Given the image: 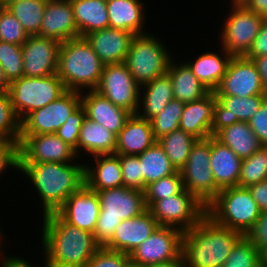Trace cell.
Returning a JSON list of instances; mask_svg holds the SVG:
<instances>
[{
    "instance_id": "1",
    "label": "cell",
    "mask_w": 267,
    "mask_h": 267,
    "mask_svg": "<svg viewBox=\"0 0 267 267\" xmlns=\"http://www.w3.org/2000/svg\"><path fill=\"white\" fill-rule=\"evenodd\" d=\"M40 232L45 261L56 267H85L100 246L91 232L65 222L57 213L42 217Z\"/></svg>"
},
{
    "instance_id": "2",
    "label": "cell",
    "mask_w": 267,
    "mask_h": 267,
    "mask_svg": "<svg viewBox=\"0 0 267 267\" xmlns=\"http://www.w3.org/2000/svg\"><path fill=\"white\" fill-rule=\"evenodd\" d=\"M84 165L82 162H41L19 163L18 172L31 183L42 203V217L56 213L83 184Z\"/></svg>"
},
{
    "instance_id": "3",
    "label": "cell",
    "mask_w": 267,
    "mask_h": 267,
    "mask_svg": "<svg viewBox=\"0 0 267 267\" xmlns=\"http://www.w3.org/2000/svg\"><path fill=\"white\" fill-rule=\"evenodd\" d=\"M244 235L219 225L207 214L183 233L185 267H222L235 244Z\"/></svg>"
},
{
    "instance_id": "4",
    "label": "cell",
    "mask_w": 267,
    "mask_h": 267,
    "mask_svg": "<svg viewBox=\"0 0 267 267\" xmlns=\"http://www.w3.org/2000/svg\"><path fill=\"white\" fill-rule=\"evenodd\" d=\"M104 64L84 37L60 44L57 75L66 90H95L100 82ZM85 89V90H84Z\"/></svg>"
},
{
    "instance_id": "5",
    "label": "cell",
    "mask_w": 267,
    "mask_h": 267,
    "mask_svg": "<svg viewBox=\"0 0 267 267\" xmlns=\"http://www.w3.org/2000/svg\"><path fill=\"white\" fill-rule=\"evenodd\" d=\"M100 213L93 233L96 243L105 247L114 236L122 220L131 219L144 212V191L125 186L96 191Z\"/></svg>"
},
{
    "instance_id": "6",
    "label": "cell",
    "mask_w": 267,
    "mask_h": 267,
    "mask_svg": "<svg viewBox=\"0 0 267 267\" xmlns=\"http://www.w3.org/2000/svg\"><path fill=\"white\" fill-rule=\"evenodd\" d=\"M260 212L248 188L239 186L220 190L206 207V214L216 223L244 236L253 228Z\"/></svg>"
},
{
    "instance_id": "7",
    "label": "cell",
    "mask_w": 267,
    "mask_h": 267,
    "mask_svg": "<svg viewBox=\"0 0 267 267\" xmlns=\"http://www.w3.org/2000/svg\"><path fill=\"white\" fill-rule=\"evenodd\" d=\"M171 52V53H170ZM174 56L162 39L152 33L135 35L126 57V65L141 87L157 77L165 75Z\"/></svg>"
},
{
    "instance_id": "8",
    "label": "cell",
    "mask_w": 267,
    "mask_h": 267,
    "mask_svg": "<svg viewBox=\"0 0 267 267\" xmlns=\"http://www.w3.org/2000/svg\"><path fill=\"white\" fill-rule=\"evenodd\" d=\"M57 74L44 77H26L10 83L12 106L20 121L29 113L57 100L66 92Z\"/></svg>"
},
{
    "instance_id": "9",
    "label": "cell",
    "mask_w": 267,
    "mask_h": 267,
    "mask_svg": "<svg viewBox=\"0 0 267 267\" xmlns=\"http://www.w3.org/2000/svg\"><path fill=\"white\" fill-rule=\"evenodd\" d=\"M210 158L211 136L206 139H198L189 153L187 162L179 171L184 189L206 207L220 191L210 168Z\"/></svg>"
},
{
    "instance_id": "10",
    "label": "cell",
    "mask_w": 267,
    "mask_h": 267,
    "mask_svg": "<svg viewBox=\"0 0 267 267\" xmlns=\"http://www.w3.org/2000/svg\"><path fill=\"white\" fill-rule=\"evenodd\" d=\"M230 2L231 9L221 29L220 45L232 56H245L265 19L239 1Z\"/></svg>"
},
{
    "instance_id": "11",
    "label": "cell",
    "mask_w": 267,
    "mask_h": 267,
    "mask_svg": "<svg viewBox=\"0 0 267 267\" xmlns=\"http://www.w3.org/2000/svg\"><path fill=\"white\" fill-rule=\"evenodd\" d=\"M149 210L159 226L173 227L183 233L206 215V206L186 189L179 194L157 200Z\"/></svg>"
},
{
    "instance_id": "12",
    "label": "cell",
    "mask_w": 267,
    "mask_h": 267,
    "mask_svg": "<svg viewBox=\"0 0 267 267\" xmlns=\"http://www.w3.org/2000/svg\"><path fill=\"white\" fill-rule=\"evenodd\" d=\"M80 105V92L67 90L57 100L29 113L21 121L20 135L56 133Z\"/></svg>"
},
{
    "instance_id": "13",
    "label": "cell",
    "mask_w": 267,
    "mask_h": 267,
    "mask_svg": "<svg viewBox=\"0 0 267 267\" xmlns=\"http://www.w3.org/2000/svg\"><path fill=\"white\" fill-rule=\"evenodd\" d=\"M99 94L114 105L137 114L139 109L140 86L132 77L125 62L104 65L98 87Z\"/></svg>"
},
{
    "instance_id": "14",
    "label": "cell",
    "mask_w": 267,
    "mask_h": 267,
    "mask_svg": "<svg viewBox=\"0 0 267 267\" xmlns=\"http://www.w3.org/2000/svg\"><path fill=\"white\" fill-rule=\"evenodd\" d=\"M183 232L158 226L153 233L130 254L132 263L147 266L178 260L182 256Z\"/></svg>"
},
{
    "instance_id": "15",
    "label": "cell",
    "mask_w": 267,
    "mask_h": 267,
    "mask_svg": "<svg viewBox=\"0 0 267 267\" xmlns=\"http://www.w3.org/2000/svg\"><path fill=\"white\" fill-rule=\"evenodd\" d=\"M19 163L77 162L73 147L55 133L20 135L18 145Z\"/></svg>"
},
{
    "instance_id": "16",
    "label": "cell",
    "mask_w": 267,
    "mask_h": 267,
    "mask_svg": "<svg viewBox=\"0 0 267 267\" xmlns=\"http://www.w3.org/2000/svg\"><path fill=\"white\" fill-rule=\"evenodd\" d=\"M215 96L249 97L252 95H266L260 74L254 62L245 56H232L226 73Z\"/></svg>"
},
{
    "instance_id": "17",
    "label": "cell",
    "mask_w": 267,
    "mask_h": 267,
    "mask_svg": "<svg viewBox=\"0 0 267 267\" xmlns=\"http://www.w3.org/2000/svg\"><path fill=\"white\" fill-rule=\"evenodd\" d=\"M60 44L52 38L29 36L22 44L24 76L37 78L57 74Z\"/></svg>"
},
{
    "instance_id": "18",
    "label": "cell",
    "mask_w": 267,
    "mask_h": 267,
    "mask_svg": "<svg viewBox=\"0 0 267 267\" xmlns=\"http://www.w3.org/2000/svg\"><path fill=\"white\" fill-rule=\"evenodd\" d=\"M56 213L68 224L93 234L100 213L97 192L83 184Z\"/></svg>"
},
{
    "instance_id": "19",
    "label": "cell",
    "mask_w": 267,
    "mask_h": 267,
    "mask_svg": "<svg viewBox=\"0 0 267 267\" xmlns=\"http://www.w3.org/2000/svg\"><path fill=\"white\" fill-rule=\"evenodd\" d=\"M216 99L211 136H215L220 130L236 122H249L267 99V95H252L243 98L216 96Z\"/></svg>"
},
{
    "instance_id": "20",
    "label": "cell",
    "mask_w": 267,
    "mask_h": 267,
    "mask_svg": "<svg viewBox=\"0 0 267 267\" xmlns=\"http://www.w3.org/2000/svg\"><path fill=\"white\" fill-rule=\"evenodd\" d=\"M37 36L52 38L60 43L78 37L70 0H48Z\"/></svg>"
},
{
    "instance_id": "21",
    "label": "cell",
    "mask_w": 267,
    "mask_h": 267,
    "mask_svg": "<svg viewBox=\"0 0 267 267\" xmlns=\"http://www.w3.org/2000/svg\"><path fill=\"white\" fill-rule=\"evenodd\" d=\"M157 220L147 208L140 215L122 220L114 236L105 248L130 254L143 243L158 227Z\"/></svg>"
},
{
    "instance_id": "22",
    "label": "cell",
    "mask_w": 267,
    "mask_h": 267,
    "mask_svg": "<svg viewBox=\"0 0 267 267\" xmlns=\"http://www.w3.org/2000/svg\"><path fill=\"white\" fill-rule=\"evenodd\" d=\"M135 34L121 29L104 28L84 36L104 65L126 61Z\"/></svg>"
},
{
    "instance_id": "23",
    "label": "cell",
    "mask_w": 267,
    "mask_h": 267,
    "mask_svg": "<svg viewBox=\"0 0 267 267\" xmlns=\"http://www.w3.org/2000/svg\"><path fill=\"white\" fill-rule=\"evenodd\" d=\"M80 96L86 117L104 126L116 136L131 116L130 112L114 105L95 90L82 91Z\"/></svg>"
},
{
    "instance_id": "24",
    "label": "cell",
    "mask_w": 267,
    "mask_h": 267,
    "mask_svg": "<svg viewBox=\"0 0 267 267\" xmlns=\"http://www.w3.org/2000/svg\"><path fill=\"white\" fill-rule=\"evenodd\" d=\"M156 141L151 122L138 114H131L117 135L115 154L138 155Z\"/></svg>"
},
{
    "instance_id": "25",
    "label": "cell",
    "mask_w": 267,
    "mask_h": 267,
    "mask_svg": "<svg viewBox=\"0 0 267 267\" xmlns=\"http://www.w3.org/2000/svg\"><path fill=\"white\" fill-rule=\"evenodd\" d=\"M216 100L215 92H209L200 100L185 103L179 129L197 139L210 137Z\"/></svg>"
},
{
    "instance_id": "26",
    "label": "cell",
    "mask_w": 267,
    "mask_h": 267,
    "mask_svg": "<svg viewBox=\"0 0 267 267\" xmlns=\"http://www.w3.org/2000/svg\"><path fill=\"white\" fill-rule=\"evenodd\" d=\"M241 162L228 146L211 136L210 168L220 190L238 186Z\"/></svg>"
},
{
    "instance_id": "27",
    "label": "cell",
    "mask_w": 267,
    "mask_h": 267,
    "mask_svg": "<svg viewBox=\"0 0 267 267\" xmlns=\"http://www.w3.org/2000/svg\"><path fill=\"white\" fill-rule=\"evenodd\" d=\"M94 166L84 165L85 184L94 191L123 186L120 159L116 154L92 156ZM96 164V165H95Z\"/></svg>"
},
{
    "instance_id": "28",
    "label": "cell",
    "mask_w": 267,
    "mask_h": 267,
    "mask_svg": "<svg viewBox=\"0 0 267 267\" xmlns=\"http://www.w3.org/2000/svg\"><path fill=\"white\" fill-rule=\"evenodd\" d=\"M106 6L110 28L125 30L135 35L148 33L144 29L147 19L143 1L110 0L106 2Z\"/></svg>"
},
{
    "instance_id": "29",
    "label": "cell",
    "mask_w": 267,
    "mask_h": 267,
    "mask_svg": "<svg viewBox=\"0 0 267 267\" xmlns=\"http://www.w3.org/2000/svg\"><path fill=\"white\" fill-rule=\"evenodd\" d=\"M221 50L222 54L209 51L197 56L193 61H184L202 85L210 92H214L218 88L232 57L223 47Z\"/></svg>"
},
{
    "instance_id": "30",
    "label": "cell",
    "mask_w": 267,
    "mask_h": 267,
    "mask_svg": "<svg viewBox=\"0 0 267 267\" xmlns=\"http://www.w3.org/2000/svg\"><path fill=\"white\" fill-rule=\"evenodd\" d=\"M173 99L172 82L169 74L166 73L140 87L139 109L137 114L150 121L162 112Z\"/></svg>"
},
{
    "instance_id": "31",
    "label": "cell",
    "mask_w": 267,
    "mask_h": 267,
    "mask_svg": "<svg viewBox=\"0 0 267 267\" xmlns=\"http://www.w3.org/2000/svg\"><path fill=\"white\" fill-rule=\"evenodd\" d=\"M116 139L117 136L107 128L85 117L78 138V158L82 153L90 157L115 154Z\"/></svg>"
},
{
    "instance_id": "32",
    "label": "cell",
    "mask_w": 267,
    "mask_h": 267,
    "mask_svg": "<svg viewBox=\"0 0 267 267\" xmlns=\"http://www.w3.org/2000/svg\"><path fill=\"white\" fill-rule=\"evenodd\" d=\"M176 60L173 56L167 71L172 82L174 99L184 104L202 99L210 91L202 85L185 62Z\"/></svg>"
},
{
    "instance_id": "33",
    "label": "cell",
    "mask_w": 267,
    "mask_h": 267,
    "mask_svg": "<svg viewBox=\"0 0 267 267\" xmlns=\"http://www.w3.org/2000/svg\"><path fill=\"white\" fill-rule=\"evenodd\" d=\"M78 37L109 27V17L104 0H70Z\"/></svg>"
},
{
    "instance_id": "34",
    "label": "cell",
    "mask_w": 267,
    "mask_h": 267,
    "mask_svg": "<svg viewBox=\"0 0 267 267\" xmlns=\"http://www.w3.org/2000/svg\"><path fill=\"white\" fill-rule=\"evenodd\" d=\"M214 137L241 159L250 157L263 147L248 122H236L220 130Z\"/></svg>"
},
{
    "instance_id": "35",
    "label": "cell",
    "mask_w": 267,
    "mask_h": 267,
    "mask_svg": "<svg viewBox=\"0 0 267 267\" xmlns=\"http://www.w3.org/2000/svg\"><path fill=\"white\" fill-rule=\"evenodd\" d=\"M138 158L143 174L144 190L150 183L177 172L157 141L143 153L138 154Z\"/></svg>"
},
{
    "instance_id": "36",
    "label": "cell",
    "mask_w": 267,
    "mask_h": 267,
    "mask_svg": "<svg viewBox=\"0 0 267 267\" xmlns=\"http://www.w3.org/2000/svg\"><path fill=\"white\" fill-rule=\"evenodd\" d=\"M198 139L181 129L172 131L159 138L157 142L168 156L177 171L187 162L189 153Z\"/></svg>"
},
{
    "instance_id": "37",
    "label": "cell",
    "mask_w": 267,
    "mask_h": 267,
    "mask_svg": "<svg viewBox=\"0 0 267 267\" xmlns=\"http://www.w3.org/2000/svg\"><path fill=\"white\" fill-rule=\"evenodd\" d=\"M48 0H18L8 3V8L22 24L29 36L38 35Z\"/></svg>"
},
{
    "instance_id": "38",
    "label": "cell",
    "mask_w": 267,
    "mask_h": 267,
    "mask_svg": "<svg viewBox=\"0 0 267 267\" xmlns=\"http://www.w3.org/2000/svg\"><path fill=\"white\" fill-rule=\"evenodd\" d=\"M267 180V146L242 159L238 186L247 188Z\"/></svg>"
},
{
    "instance_id": "39",
    "label": "cell",
    "mask_w": 267,
    "mask_h": 267,
    "mask_svg": "<svg viewBox=\"0 0 267 267\" xmlns=\"http://www.w3.org/2000/svg\"><path fill=\"white\" fill-rule=\"evenodd\" d=\"M184 105L183 102L173 99L162 112L150 120L153 135L156 140L179 129Z\"/></svg>"
},
{
    "instance_id": "40",
    "label": "cell",
    "mask_w": 267,
    "mask_h": 267,
    "mask_svg": "<svg viewBox=\"0 0 267 267\" xmlns=\"http://www.w3.org/2000/svg\"><path fill=\"white\" fill-rule=\"evenodd\" d=\"M184 189L179 171L152 182L144 190L145 204L149 209L157 200L179 194Z\"/></svg>"
},
{
    "instance_id": "41",
    "label": "cell",
    "mask_w": 267,
    "mask_h": 267,
    "mask_svg": "<svg viewBox=\"0 0 267 267\" xmlns=\"http://www.w3.org/2000/svg\"><path fill=\"white\" fill-rule=\"evenodd\" d=\"M21 121L14 111L9 91L0 92V139L19 141Z\"/></svg>"
},
{
    "instance_id": "42",
    "label": "cell",
    "mask_w": 267,
    "mask_h": 267,
    "mask_svg": "<svg viewBox=\"0 0 267 267\" xmlns=\"http://www.w3.org/2000/svg\"><path fill=\"white\" fill-rule=\"evenodd\" d=\"M0 67L9 83L24 76L22 45L0 41Z\"/></svg>"
},
{
    "instance_id": "43",
    "label": "cell",
    "mask_w": 267,
    "mask_h": 267,
    "mask_svg": "<svg viewBox=\"0 0 267 267\" xmlns=\"http://www.w3.org/2000/svg\"><path fill=\"white\" fill-rule=\"evenodd\" d=\"M260 250L243 236L234 246L222 267H259Z\"/></svg>"
},
{
    "instance_id": "44",
    "label": "cell",
    "mask_w": 267,
    "mask_h": 267,
    "mask_svg": "<svg viewBox=\"0 0 267 267\" xmlns=\"http://www.w3.org/2000/svg\"><path fill=\"white\" fill-rule=\"evenodd\" d=\"M28 37L13 13L5 6H0V41L22 45Z\"/></svg>"
},
{
    "instance_id": "45",
    "label": "cell",
    "mask_w": 267,
    "mask_h": 267,
    "mask_svg": "<svg viewBox=\"0 0 267 267\" xmlns=\"http://www.w3.org/2000/svg\"><path fill=\"white\" fill-rule=\"evenodd\" d=\"M116 155L120 159L123 186L144 191V180L138 155Z\"/></svg>"
},
{
    "instance_id": "46",
    "label": "cell",
    "mask_w": 267,
    "mask_h": 267,
    "mask_svg": "<svg viewBox=\"0 0 267 267\" xmlns=\"http://www.w3.org/2000/svg\"><path fill=\"white\" fill-rule=\"evenodd\" d=\"M85 117L86 111L81 104L55 133L64 142H66L75 149L77 156L79 133Z\"/></svg>"
},
{
    "instance_id": "47",
    "label": "cell",
    "mask_w": 267,
    "mask_h": 267,
    "mask_svg": "<svg viewBox=\"0 0 267 267\" xmlns=\"http://www.w3.org/2000/svg\"><path fill=\"white\" fill-rule=\"evenodd\" d=\"M129 262L128 254L100 247L85 267H126Z\"/></svg>"
},
{
    "instance_id": "48",
    "label": "cell",
    "mask_w": 267,
    "mask_h": 267,
    "mask_svg": "<svg viewBox=\"0 0 267 267\" xmlns=\"http://www.w3.org/2000/svg\"><path fill=\"white\" fill-rule=\"evenodd\" d=\"M19 141L0 139V175L12 168L14 171L19 168ZM9 168V169H8Z\"/></svg>"
},
{
    "instance_id": "49",
    "label": "cell",
    "mask_w": 267,
    "mask_h": 267,
    "mask_svg": "<svg viewBox=\"0 0 267 267\" xmlns=\"http://www.w3.org/2000/svg\"><path fill=\"white\" fill-rule=\"evenodd\" d=\"M245 236L259 250L267 245V211L260 212L253 228Z\"/></svg>"
},
{
    "instance_id": "50",
    "label": "cell",
    "mask_w": 267,
    "mask_h": 267,
    "mask_svg": "<svg viewBox=\"0 0 267 267\" xmlns=\"http://www.w3.org/2000/svg\"><path fill=\"white\" fill-rule=\"evenodd\" d=\"M263 146H267V99L248 122Z\"/></svg>"
},
{
    "instance_id": "51",
    "label": "cell",
    "mask_w": 267,
    "mask_h": 267,
    "mask_svg": "<svg viewBox=\"0 0 267 267\" xmlns=\"http://www.w3.org/2000/svg\"><path fill=\"white\" fill-rule=\"evenodd\" d=\"M264 55H267V19L261 24L259 33L245 57L252 60L255 57Z\"/></svg>"
},
{
    "instance_id": "52",
    "label": "cell",
    "mask_w": 267,
    "mask_h": 267,
    "mask_svg": "<svg viewBox=\"0 0 267 267\" xmlns=\"http://www.w3.org/2000/svg\"><path fill=\"white\" fill-rule=\"evenodd\" d=\"M253 199L257 203L259 210L267 211V180L258 182L247 187Z\"/></svg>"
},
{
    "instance_id": "53",
    "label": "cell",
    "mask_w": 267,
    "mask_h": 267,
    "mask_svg": "<svg viewBox=\"0 0 267 267\" xmlns=\"http://www.w3.org/2000/svg\"><path fill=\"white\" fill-rule=\"evenodd\" d=\"M2 251H4L3 248L0 249V267H35L28 259L19 257L18 255L11 256V254L6 256V254H4L5 252Z\"/></svg>"
},
{
    "instance_id": "54",
    "label": "cell",
    "mask_w": 267,
    "mask_h": 267,
    "mask_svg": "<svg viewBox=\"0 0 267 267\" xmlns=\"http://www.w3.org/2000/svg\"><path fill=\"white\" fill-rule=\"evenodd\" d=\"M248 10L267 19V0H239Z\"/></svg>"
},
{
    "instance_id": "55",
    "label": "cell",
    "mask_w": 267,
    "mask_h": 267,
    "mask_svg": "<svg viewBox=\"0 0 267 267\" xmlns=\"http://www.w3.org/2000/svg\"><path fill=\"white\" fill-rule=\"evenodd\" d=\"M254 62L263 84L264 92L267 95V55L255 57Z\"/></svg>"
},
{
    "instance_id": "56",
    "label": "cell",
    "mask_w": 267,
    "mask_h": 267,
    "mask_svg": "<svg viewBox=\"0 0 267 267\" xmlns=\"http://www.w3.org/2000/svg\"><path fill=\"white\" fill-rule=\"evenodd\" d=\"M145 267H185V265H184L183 257L181 256L178 260H175V261L151 264Z\"/></svg>"
},
{
    "instance_id": "57",
    "label": "cell",
    "mask_w": 267,
    "mask_h": 267,
    "mask_svg": "<svg viewBox=\"0 0 267 267\" xmlns=\"http://www.w3.org/2000/svg\"><path fill=\"white\" fill-rule=\"evenodd\" d=\"M10 89V83L6 79L3 70L0 67V92H7Z\"/></svg>"
},
{
    "instance_id": "58",
    "label": "cell",
    "mask_w": 267,
    "mask_h": 267,
    "mask_svg": "<svg viewBox=\"0 0 267 267\" xmlns=\"http://www.w3.org/2000/svg\"><path fill=\"white\" fill-rule=\"evenodd\" d=\"M260 262L262 266H267V245L260 249Z\"/></svg>"
},
{
    "instance_id": "59",
    "label": "cell",
    "mask_w": 267,
    "mask_h": 267,
    "mask_svg": "<svg viewBox=\"0 0 267 267\" xmlns=\"http://www.w3.org/2000/svg\"><path fill=\"white\" fill-rule=\"evenodd\" d=\"M18 0H0V6H6L8 3Z\"/></svg>"
},
{
    "instance_id": "60",
    "label": "cell",
    "mask_w": 267,
    "mask_h": 267,
    "mask_svg": "<svg viewBox=\"0 0 267 267\" xmlns=\"http://www.w3.org/2000/svg\"><path fill=\"white\" fill-rule=\"evenodd\" d=\"M126 267H145V266L138 265V264L132 263V262L130 261V262L127 264Z\"/></svg>"
},
{
    "instance_id": "61",
    "label": "cell",
    "mask_w": 267,
    "mask_h": 267,
    "mask_svg": "<svg viewBox=\"0 0 267 267\" xmlns=\"http://www.w3.org/2000/svg\"><path fill=\"white\" fill-rule=\"evenodd\" d=\"M1 229V228H0ZM5 236H3V234H2V231H0V246H2V244H4V243H2V242H4V241H2V239L4 238Z\"/></svg>"
},
{
    "instance_id": "62",
    "label": "cell",
    "mask_w": 267,
    "mask_h": 267,
    "mask_svg": "<svg viewBox=\"0 0 267 267\" xmlns=\"http://www.w3.org/2000/svg\"><path fill=\"white\" fill-rule=\"evenodd\" d=\"M44 263L45 264L43 266L41 265V267H56V266L48 264L45 260H44Z\"/></svg>"
}]
</instances>
